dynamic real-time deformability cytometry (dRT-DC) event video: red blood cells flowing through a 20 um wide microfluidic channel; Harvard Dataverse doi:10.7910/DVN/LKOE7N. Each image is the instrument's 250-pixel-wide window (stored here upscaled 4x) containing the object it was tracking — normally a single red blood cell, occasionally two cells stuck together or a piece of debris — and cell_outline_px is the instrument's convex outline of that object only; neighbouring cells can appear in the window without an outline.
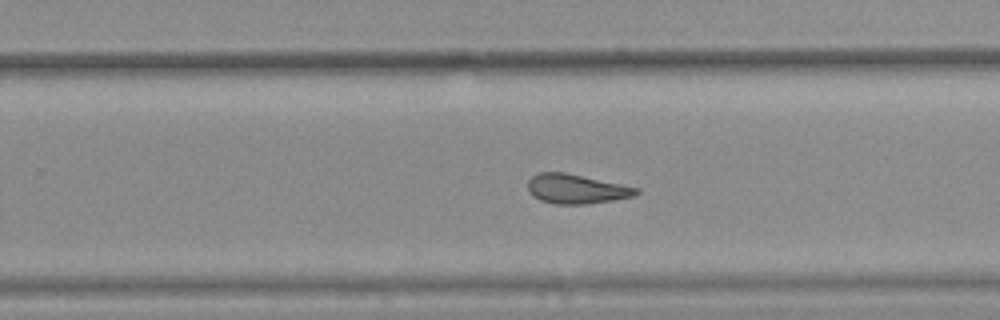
{"species": "common noctule bat (a hibernating species)", "species_latin": "Nyctalus noctula", "temperature_condition": "warm", "stored_images_in_passage": 17, "camera_frame_rate_fps": 3000, "um_per_image_px": 0.085, "animal": {"sex": "female", "body_mass_g": 25.1}, "frame": {"image": 1, "passage_image": 15, "time_ms": 4.667, "image_size_px": [1000, 320], "cell_outline_px": [[640, 192], [632, 196], [612, 200], [588, 204], [556, 204], [540, 200], [528, 188], [528, 180], [532, 176], [540, 172], [564, 172], [640, 188]], "centroid_in_image_um": [49.0, 16.05], "position_along_channel_um": 280.8, "area_um2": 18.32}}